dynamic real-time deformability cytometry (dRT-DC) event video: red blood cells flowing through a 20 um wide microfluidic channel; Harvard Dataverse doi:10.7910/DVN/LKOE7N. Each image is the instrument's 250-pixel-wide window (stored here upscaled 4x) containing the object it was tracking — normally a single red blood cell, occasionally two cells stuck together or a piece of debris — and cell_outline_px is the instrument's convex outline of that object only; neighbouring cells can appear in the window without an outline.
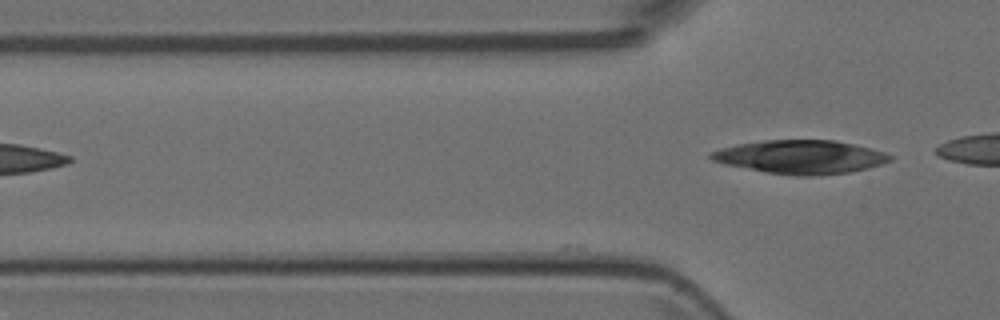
{"species": "Egyptian fruit bat (a non-hibernating species)", "species_latin": "Rousettus aegyptiacus", "temperature_condition": "room temperature", "stored_images_in_passage": 6, "camera_frame_rate_fps": 3000, "um_per_image_px": 0.085, "animal": {"sex": "female"}, "frame": {"image": 1, "passage_image": 6, "time_ms": 1.667, "image_size_px": [1000, 320], "cell_outline_px": [[892, 160], [868, 168], [848, 172], [816, 176], [796, 176], [768, 172], [724, 164], [712, 160], [708, 156], [708, 152], [720, 148], [736, 144], [764, 140], [836, 140], [884, 152], [892, 156]], "centroid_in_image_um": [68.0, 13.34], "position_along_channel_um": 57.8, "area_um2": 34.91}}